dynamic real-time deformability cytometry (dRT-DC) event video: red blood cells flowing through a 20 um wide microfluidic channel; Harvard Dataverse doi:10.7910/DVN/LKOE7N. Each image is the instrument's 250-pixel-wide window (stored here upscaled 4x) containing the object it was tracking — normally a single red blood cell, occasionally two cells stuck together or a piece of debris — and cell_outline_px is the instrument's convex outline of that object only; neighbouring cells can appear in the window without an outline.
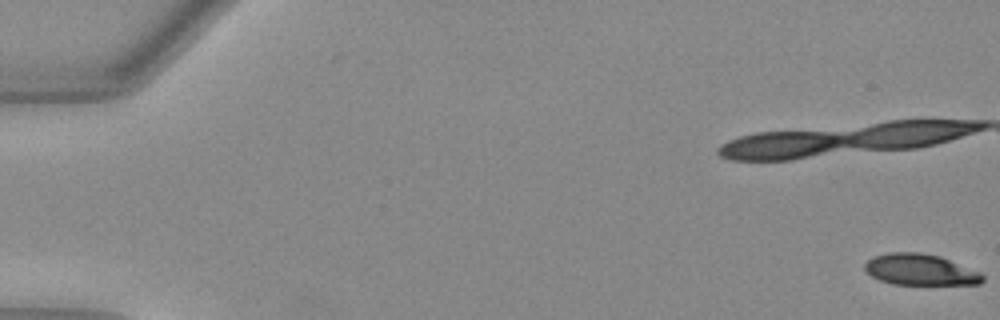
{"species": "Egyptian fruit bat (a non-hibernating species)", "species_latin": "Rousettus aegyptiacus", "temperature_condition": "warm", "stored_images_in_passage": 48, "camera_frame_rate_fps": 3000, "um_per_image_px": 0.085, "animal": {"sex": "female"}, "frame": {"image": 1, "passage_image": 1, "time_ms": 0.0, "image_size_px": [1000, 320], "cell_outline_px": [[984, 280], [980, 284], [892, 284], [880, 280], [872, 276], [864, 268], [864, 264], [872, 256], [888, 252], [920, 252], [940, 256], [980, 272], [984, 276]], "centroid_in_image_um": [78.21, 22.91], "position_along_channel_um": 6.8, "area_um2": 21.39}}